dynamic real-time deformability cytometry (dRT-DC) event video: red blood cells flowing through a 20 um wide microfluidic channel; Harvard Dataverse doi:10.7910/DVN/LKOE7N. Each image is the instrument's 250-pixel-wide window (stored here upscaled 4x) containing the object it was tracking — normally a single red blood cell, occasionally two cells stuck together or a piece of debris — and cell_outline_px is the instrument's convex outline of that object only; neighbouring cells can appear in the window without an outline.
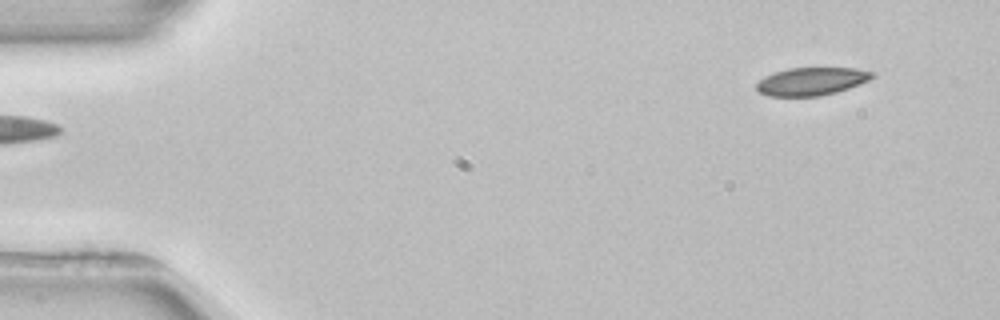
{"species": "common noctule bat (a hibernating species)", "species_latin": "Nyctalus noctula", "temperature_condition": "room temperature", "stored_images_in_passage": 3, "segment_of_instrument_passage": [2, 2], "camera_frame_rate_fps": 3000, "um_per_image_px": 0.085, "animal": {"sex": "female", "body_mass_g": 22.7, "forearm_length_mm": 54.2}, "frame": {"image": 1, "passage_image": 3, "time_ms": 2.667, "image_size_px": [1000, 320], "cell_outline_px": [[876, 76], [868, 80], [848, 88], [836, 92], [820, 96], [768, 96], [760, 92], [756, 88], [756, 84], [764, 76], [788, 68], [856, 68], [876, 72]], "centroid_in_image_um": [69.0, 6.91], "position_along_channel_um": 16.0, "area_um2": 18.79}}